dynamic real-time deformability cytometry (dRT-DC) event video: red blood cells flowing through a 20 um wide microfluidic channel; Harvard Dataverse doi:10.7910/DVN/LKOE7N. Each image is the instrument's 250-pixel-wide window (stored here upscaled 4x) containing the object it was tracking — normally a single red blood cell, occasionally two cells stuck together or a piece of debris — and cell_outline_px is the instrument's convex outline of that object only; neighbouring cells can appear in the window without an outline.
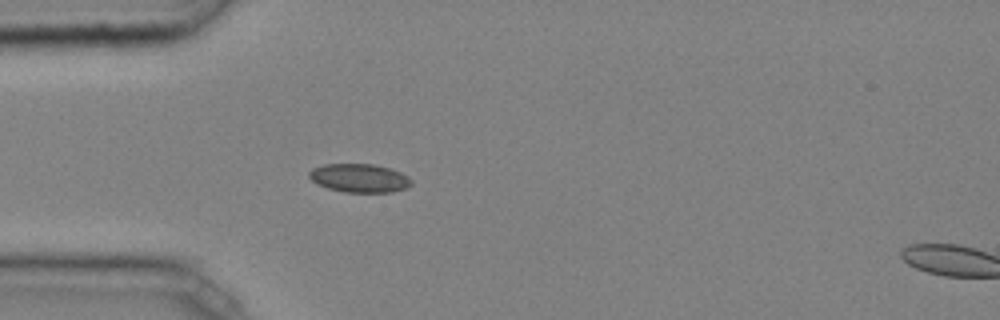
{"species": "common noctule bat (a hibernating species)", "species_latin": "Nyctalus noctula", "temperature_condition": "cold", "stored_images_in_passage": 47, "camera_frame_rate_fps": 3000, "um_per_image_px": 0.085, "animal": {"sex": "male", "body_mass_g": 20.4}, "frame": {"image": 1, "passage_image": 14, "time_ms": 4.333, "image_size_px": [1000, 320], "cell_outline_px": [[412, 184], [404, 188], [392, 192], [344, 192], [328, 188], [316, 184], [308, 176], [308, 172], [312, 168], [324, 164], [376, 164], [400, 172], [408, 176], [412, 180]], "centroid_in_image_um": [30.52, 15.13], "position_along_channel_um": 54.5, "area_um2": 17.05}}